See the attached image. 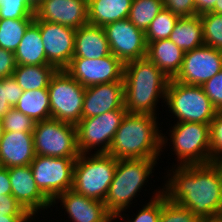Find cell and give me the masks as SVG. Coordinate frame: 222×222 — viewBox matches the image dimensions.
I'll return each mask as SVG.
<instances>
[{
	"label": "cell",
	"instance_id": "6da1fadb",
	"mask_svg": "<svg viewBox=\"0 0 222 222\" xmlns=\"http://www.w3.org/2000/svg\"><path fill=\"white\" fill-rule=\"evenodd\" d=\"M168 174L162 193L202 220L222 218V163L177 166Z\"/></svg>",
	"mask_w": 222,
	"mask_h": 222
},
{
	"label": "cell",
	"instance_id": "7a4b0ae2",
	"mask_svg": "<svg viewBox=\"0 0 222 222\" xmlns=\"http://www.w3.org/2000/svg\"><path fill=\"white\" fill-rule=\"evenodd\" d=\"M157 118L151 114L126 112L107 154L118 160L161 158L169 139L161 133Z\"/></svg>",
	"mask_w": 222,
	"mask_h": 222
},
{
	"label": "cell",
	"instance_id": "3957f363",
	"mask_svg": "<svg viewBox=\"0 0 222 222\" xmlns=\"http://www.w3.org/2000/svg\"><path fill=\"white\" fill-rule=\"evenodd\" d=\"M170 79L147 56L124 64L125 109L128 113L157 116V104L165 101Z\"/></svg>",
	"mask_w": 222,
	"mask_h": 222
},
{
	"label": "cell",
	"instance_id": "277c9868",
	"mask_svg": "<svg viewBox=\"0 0 222 222\" xmlns=\"http://www.w3.org/2000/svg\"><path fill=\"white\" fill-rule=\"evenodd\" d=\"M157 160L159 161V159L118 160L113 180L104 199L107 211L114 218L123 211L127 212L132 203H136L133 202V198L135 201L143 186L147 185L149 177L154 176L152 170H155Z\"/></svg>",
	"mask_w": 222,
	"mask_h": 222
},
{
	"label": "cell",
	"instance_id": "5b68a950",
	"mask_svg": "<svg viewBox=\"0 0 222 222\" xmlns=\"http://www.w3.org/2000/svg\"><path fill=\"white\" fill-rule=\"evenodd\" d=\"M117 162L107 153L80 154L74 164L72 190L104 202Z\"/></svg>",
	"mask_w": 222,
	"mask_h": 222
},
{
	"label": "cell",
	"instance_id": "8992f818",
	"mask_svg": "<svg viewBox=\"0 0 222 222\" xmlns=\"http://www.w3.org/2000/svg\"><path fill=\"white\" fill-rule=\"evenodd\" d=\"M163 103L177 122L210 124L217 112L202 86L185 85L174 79L169 81Z\"/></svg>",
	"mask_w": 222,
	"mask_h": 222
},
{
	"label": "cell",
	"instance_id": "52a82bcc",
	"mask_svg": "<svg viewBox=\"0 0 222 222\" xmlns=\"http://www.w3.org/2000/svg\"><path fill=\"white\" fill-rule=\"evenodd\" d=\"M169 129L171 151L177 156V166L210 163L209 124L176 122Z\"/></svg>",
	"mask_w": 222,
	"mask_h": 222
},
{
	"label": "cell",
	"instance_id": "ba28073f",
	"mask_svg": "<svg viewBox=\"0 0 222 222\" xmlns=\"http://www.w3.org/2000/svg\"><path fill=\"white\" fill-rule=\"evenodd\" d=\"M47 89L51 118L76 125L82 118L86 87L60 69L52 75Z\"/></svg>",
	"mask_w": 222,
	"mask_h": 222
},
{
	"label": "cell",
	"instance_id": "9c48e42d",
	"mask_svg": "<svg viewBox=\"0 0 222 222\" xmlns=\"http://www.w3.org/2000/svg\"><path fill=\"white\" fill-rule=\"evenodd\" d=\"M33 142L36 155L73 159L80 155L77 128L71 123L52 118L36 122Z\"/></svg>",
	"mask_w": 222,
	"mask_h": 222
},
{
	"label": "cell",
	"instance_id": "30bf717a",
	"mask_svg": "<svg viewBox=\"0 0 222 222\" xmlns=\"http://www.w3.org/2000/svg\"><path fill=\"white\" fill-rule=\"evenodd\" d=\"M126 112V109H117L101 115L81 118L76 124L79 153H108L115 133ZM92 149L95 151H92Z\"/></svg>",
	"mask_w": 222,
	"mask_h": 222
},
{
	"label": "cell",
	"instance_id": "8fae6325",
	"mask_svg": "<svg viewBox=\"0 0 222 222\" xmlns=\"http://www.w3.org/2000/svg\"><path fill=\"white\" fill-rule=\"evenodd\" d=\"M75 161L73 158L35 155L30 163L37 187L51 202L72 189Z\"/></svg>",
	"mask_w": 222,
	"mask_h": 222
},
{
	"label": "cell",
	"instance_id": "7c38bea8",
	"mask_svg": "<svg viewBox=\"0 0 222 222\" xmlns=\"http://www.w3.org/2000/svg\"><path fill=\"white\" fill-rule=\"evenodd\" d=\"M84 87L123 81L124 63L115 55L99 59L72 58L64 69Z\"/></svg>",
	"mask_w": 222,
	"mask_h": 222
},
{
	"label": "cell",
	"instance_id": "4fadbf2b",
	"mask_svg": "<svg viewBox=\"0 0 222 222\" xmlns=\"http://www.w3.org/2000/svg\"><path fill=\"white\" fill-rule=\"evenodd\" d=\"M110 52L124 64L147 56L145 32L128 18L104 26Z\"/></svg>",
	"mask_w": 222,
	"mask_h": 222
},
{
	"label": "cell",
	"instance_id": "5bb4252c",
	"mask_svg": "<svg viewBox=\"0 0 222 222\" xmlns=\"http://www.w3.org/2000/svg\"><path fill=\"white\" fill-rule=\"evenodd\" d=\"M222 70V51L202 45L184 53L183 63L175 81L202 86Z\"/></svg>",
	"mask_w": 222,
	"mask_h": 222
},
{
	"label": "cell",
	"instance_id": "9a60e30c",
	"mask_svg": "<svg viewBox=\"0 0 222 222\" xmlns=\"http://www.w3.org/2000/svg\"><path fill=\"white\" fill-rule=\"evenodd\" d=\"M39 26L47 62L57 70L65 69L74 55L76 29L57 23L39 20Z\"/></svg>",
	"mask_w": 222,
	"mask_h": 222
},
{
	"label": "cell",
	"instance_id": "2e32d148",
	"mask_svg": "<svg viewBox=\"0 0 222 222\" xmlns=\"http://www.w3.org/2000/svg\"><path fill=\"white\" fill-rule=\"evenodd\" d=\"M9 178L11 195L32 217L52 207L51 201L37 187L30 165L10 167Z\"/></svg>",
	"mask_w": 222,
	"mask_h": 222
},
{
	"label": "cell",
	"instance_id": "e0dca14e",
	"mask_svg": "<svg viewBox=\"0 0 222 222\" xmlns=\"http://www.w3.org/2000/svg\"><path fill=\"white\" fill-rule=\"evenodd\" d=\"M39 20L78 29L88 23L86 0H35Z\"/></svg>",
	"mask_w": 222,
	"mask_h": 222
},
{
	"label": "cell",
	"instance_id": "ac0fdd59",
	"mask_svg": "<svg viewBox=\"0 0 222 222\" xmlns=\"http://www.w3.org/2000/svg\"><path fill=\"white\" fill-rule=\"evenodd\" d=\"M60 202L66 218L72 222H114V217L107 211L104 202L67 190L59 194L51 205Z\"/></svg>",
	"mask_w": 222,
	"mask_h": 222
},
{
	"label": "cell",
	"instance_id": "d6986e66",
	"mask_svg": "<svg viewBox=\"0 0 222 222\" xmlns=\"http://www.w3.org/2000/svg\"><path fill=\"white\" fill-rule=\"evenodd\" d=\"M125 109L124 82H110L86 87L83 99L82 118Z\"/></svg>",
	"mask_w": 222,
	"mask_h": 222
},
{
	"label": "cell",
	"instance_id": "ffe728a7",
	"mask_svg": "<svg viewBox=\"0 0 222 222\" xmlns=\"http://www.w3.org/2000/svg\"><path fill=\"white\" fill-rule=\"evenodd\" d=\"M33 133L3 132L0 139V166H26L35 158Z\"/></svg>",
	"mask_w": 222,
	"mask_h": 222
},
{
	"label": "cell",
	"instance_id": "44dd1931",
	"mask_svg": "<svg viewBox=\"0 0 222 222\" xmlns=\"http://www.w3.org/2000/svg\"><path fill=\"white\" fill-rule=\"evenodd\" d=\"M110 53L104 27L87 23L76 29L73 58L99 59Z\"/></svg>",
	"mask_w": 222,
	"mask_h": 222
},
{
	"label": "cell",
	"instance_id": "7402d4cb",
	"mask_svg": "<svg viewBox=\"0 0 222 222\" xmlns=\"http://www.w3.org/2000/svg\"><path fill=\"white\" fill-rule=\"evenodd\" d=\"M184 51L171 40L163 39L147 45V57L169 78L174 79L179 73Z\"/></svg>",
	"mask_w": 222,
	"mask_h": 222
},
{
	"label": "cell",
	"instance_id": "603a6c76",
	"mask_svg": "<svg viewBox=\"0 0 222 222\" xmlns=\"http://www.w3.org/2000/svg\"><path fill=\"white\" fill-rule=\"evenodd\" d=\"M132 0H89L88 23L104 27L106 24L126 19Z\"/></svg>",
	"mask_w": 222,
	"mask_h": 222
},
{
	"label": "cell",
	"instance_id": "cb8c5ba5",
	"mask_svg": "<svg viewBox=\"0 0 222 222\" xmlns=\"http://www.w3.org/2000/svg\"><path fill=\"white\" fill-rule=\"evenodd\" d=\"M17 65H43L47 62L39 26L33 22L14 52Z\"/></svg>",
	"mask_w": 222,
	"mask_h": 222
},
{
	"label": "cell",
	"instance_id": "d4e9b609",
	"mask_svg": "<svg viewBox=\"0 0 222 222\" xmlns=\"http://www.w3.org/2000/svg\"><path fill=\"white\" fill-rule=\"evenodd\" d=\"M168 39L184 52L204 45L200 15L180 17Z\"/></svg>",
	"mask_w": 222,
	"mask_h": 222
},
{
	"label": "cell",
	"instance_id": "484cf974",
	"mask_svg": "<svg viewBox=\"0 0 222 222\" xmlns=\"http://www.w3.org/2000/svg\"><path fill=\"white\" fill-rule=\"evenodd\" d=\"M57 69L51 64L17 65L13 77L23 91L47 89Z\"/></svg>",
	"mask_w": 222,
	"mask_h": 222
},
{
	"label": "cell",
	"instance_id": "4316f807",
	"mask_svg": "<svg viewBox=\"0 0 222 222\" xmlns=\"http://www.w3.org/2000/svg\"><path fill=\"white\" fill-rule=\"evenodd\" d=\"M14 108L34 122L51 119L48 89L23 91Z\"/></svg>",
	"mask_w": 222,
	"mask_h": 222
},
{
	"label": "cell",
	"instance_id": "83f0119b",
	"mask_svg": "<svg viewBox=\"0 0 222 222\" xmlns=\"http://www.w3.org/2000/svg\"><path fill=\"white\" fill-rule=\"evenodd\" d=\"M34 19H0V48L14 53Z\"/></svg>",
	"mask_w": 222,
	"mask_h": 222
},
{
	"label": "cell",
	"instance_id": "f1b7e54d",
	"mask_svg": "<svg viewBox=\"0 0 222 222\" xmlns=\"http://www.w3.org/2000/svg\"><path fill=\"white\" fill-rule=\"evenodd\" d=\"M164 9L162 0H132L128 20L146 32L157 14Z\"/></svg>",
	"mask_w": 222,
	"mask_h": 222
},
{
	"label": "cell",
	"instance_id": "f546056e",
	"mask_svg": "<svg viewBox=\"0 0 222 222\" xmlns=\"http://www.w3.org/2000/svg\"><path fill=\"white\" fill-rule=\"evenodd\" d=\"M180 16L164 8L160 11L145 32L147 45L150 42L169 38Z\"/></svg>",
	"mask_w": 222,
	"mask_h": 222
},
{
	"label": "cell",
	"instance_id": "4dcf8cb0",
	"mask_svg": "<svg viewBox=\"0 0 222 222\" xmlns=\"http://www.w3.org/2000/svg\"><path fill=\"white\" fill-rule=\"evenodd\" d=\"M204 45L222 51V14L207 12L200 15Z\"/></svg>",
	"mask_w": 222,
	"mask_h": 222
},
{
	"label": "cell",
	"instance_id": "1f68e13d",
	"mask_svg": "<svg viewBox=\"0 0 222 222\" xmlns=\"http://www.w3.org/2000/svg\"><path fill=\"white\" fill-rule=\"evenodd\" d=\"M159 189H156L154 190V192H152L153 196L151 197L153 198H150V201L148 200V203H145L141 209L137 210L138 213L134 216V218H130L129 214H127L126 216L123 211L114 218V221L117 222L119 219L121 222L122 219V221L124 220L126 222H159L161 213L162 188L159 187ZM125 216L126 218H128L126 219Z\"/></svg>",
	"mask_w": 222,
	"mask_h": 222
},
{
	"label": "cell",
	"instance_id": "d6a6232c",
	"mask_svg": "<svg viewBox=\"0 0 222 222\" xmlns=\"http://www.w3.org/2000/svg\"><path fill=\"white\" fill-rule=\"evenodd\" d=\"M203 220L194 215L191 210L170 202L161 193V213L159 222H202Z\"/></svg>",
	"mask_w": 222,
	"mask_h": 222
},
{
	"label": "cell",
	"instance_id": "836d02e7",
	"mask_svg": "<svg viewBox=\"0 0 222 222\" xmlns=\"http://www.w3.org/2000/svg\"><path fill=\"white\" fill-rule=\"evenodd\" d=\"M35 18V0H0V19Z\"/></svg>",
	"mask_w": 222,
	"mask_h": 222
},
{
	"label": "cell",
	"instance_id": "e575fe53",
	"mask_svg": "<svg viewBox=\"0 0 222 222\" xmlns=\"http://www.w3.org/2000/svg\"><path fill=\"white\" fill-rule=\"evenodd\" d=\"M23 90L13 76L0 79V120L14 108Z\"/></svg>",
	"mask_w": 222,
	"mask_h": 222
},
{
	"label": "cell",
	"instance_id": "d590c367",
	"mask_svg": "<svg viewBox=\"0 0 222 222\" xmlns=\"http://www.w3.org/2000/svg\"><path fill=\"white\" fill-rule=\"evenodd\" d=\"M1 121L3 132L33 133L36 123L29 116L15 108H11Z\"/></svg>",
	"mask_w": 222,
	"mask_h": 222
},
{
	"label": "cell",
	"instance_id": "8d00e7d4",
	"mask_svg": "<svg viewBox=\"0 0 222 222\" xmlns=\"http://www.w3.org/2000/svg\"><path fill=\"white\" fill-rule=\"evenodd\" d=\"M210 163H222V110H217L209 124Z\"/></svg>",
	"mask_w": 222,
	"mask_h": 222
},
{
	"label": "cell",
	"instance_id": "74e56055",
	"mask_svg": "<svg viewBox=\"0 0 222 222\" xmlns=\"http://www.w3.org/2000/svg\"><path fill=\"white\" fill-rule=\"evenodd\" d=\"M202 88L217 110H222V70L206 81Z\"/></svg>",
	"mask_w": 222,
	"mask_h": 222
},
{
	"label": "cell",
	"instance_id": "f35d334b",
	"mask_svg": "<svg viewBox=\"0 0 222 222\" xmlns=\"http://www.w3.org/2000/svg\"><path fill=\"white\" fill-rule=\"evenodd\" d=\"M164 8L180 17H193L198 15L194 0H162Z\"/></svg>",
	"mask_w": 222,
	"mask_h": 222
},
{
	"label": "cell",
	"instance_id": "ab89813d",
	"mask_svg": "<svg viewBox=\"0 0 222 222\" xmlns=\"http://www.w3.org/2000/svg\"><path fill=\"white\" fill-rule=\"evenodd\" d=\"M0 214L8 216H31L12 196L0 194Z\"/></svg>",
	"mask_w": 222,
	"mask_h": 222
},
{
	"label": "cell",
	"instance_id": "60d3db41",
	"mask_svg": "<svg viewBox=\"0 0 222 222\" xmlns=\"http://www.w3.org/2000/svg\"><path fill=\"white\" fill-rule=\"evenodd\" d=\"M16 66L14 53L0 48V79L13 76Z\"/></svg>",
	"mask_w": 222,
	"mask_h": 222
},
{
	"label": "cell",
	"instance_id": "b9f144b4",
	"mask_svg": "<svg viewBox=\"0 0 222 222\" xmlns=\"http://www.w3.org/2000/svg\"><path fill=\"white\" fill-rule=\"evenodd\" d=\"M0 194L11 195L9 168L0 166Z\"/></svg>",
	"mask_w": 222,
	"mask_h": 222
},
{
	"label": "cell",
	"instance_id": "7bdbcfd3",
	"mask_svg": "<svg viewBox=\"0 0 222 222\" xmlns=\"http://www.w3.org/2000/svg\"><path fill=\"white\" fill-rule=\"evenodd\" d=\"M217 0H194L198 15L210 12Z\"/></svg>",
	"mask_w": 222,
	"mask_h": 222
},
{
	"label": "cell",
	"instance_id": "ee69618b",
	"mask_svg": "<svg viewBox=\"0 0 222 222\" xmlns=\"http://www.w3.org/2000/svg\"><path fill=\"white\" fill-rule=\"evenodd\" d=\"M32 216H8L0 214V222H32L36 221Z\"/></svg>",
	"mask_w": 222,
	"mask_h": 222
},
{
	"label": "cell",
	"instance_id": "f6af8a7d",
	"mask_svg": "<svg viewBox=\"0 0 222 222\" xmlns=\"http://www.w3.org/2000/svg\"><path fill=\"white\" fill-rule=\"evenodd\" d=\"M210 12L222 14V0H217Z\"/></svg>",
	"mask_w": 222,
	"mask_h": 222
},
{
	"label": "cell",
	"instance_id": "bcb514c9",
	"mask_svg": "<svg viewBox=\"0 0 222 222\" xmlns=\"http://www.w3.org/2000/svg\"><path fill=\"white\" fill-rule=\"evenodd\" d=\"M202 222H222V218H218L214 220H203Z\"/></svg>",
	"mask_w": 222,
	"mask_h": 222
},
{
	"label": "cell",
	"instance_id": "7dc6e473",
	"mask_svg": "<svg viewBox=\"0 0 222 222\" xmlns=\"http://www.w3.org/2000/svg\"><path fill=\"white\" fill-rule=\"evenodd\" d=\"M3 134V126H2V121L0 120V139L2 138Z\"/></svg>",
	"mask_w": 222,
	"mask_h": 222
}]
</instances>
